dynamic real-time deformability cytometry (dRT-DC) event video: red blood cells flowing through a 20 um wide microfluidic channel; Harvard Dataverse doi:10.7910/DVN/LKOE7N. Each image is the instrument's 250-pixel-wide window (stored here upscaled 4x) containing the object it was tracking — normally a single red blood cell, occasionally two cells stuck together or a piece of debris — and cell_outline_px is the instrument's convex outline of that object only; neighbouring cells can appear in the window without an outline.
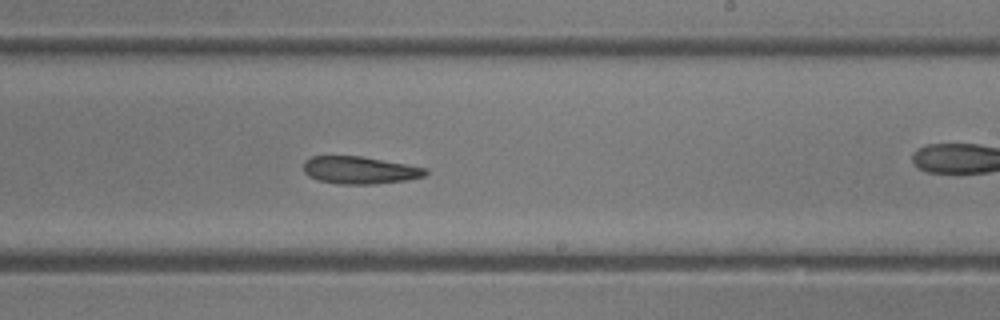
{"species": "common noctule bat (a hibernating species)", "species_latin": "Nyctalus noctula", "temperature_condition": "room temperature", "stored_images_in_passage": 34, "camera_frame_rate_fps": 3000, "um_per_image_px": 0.085, "animal": {"sex": "female"}, "frame": {"image": 1, "passage_image": 20, "time_ms": 6.333, "image_size_px": [1000, 320], "cell_outline_px": [[428, 172], [424, 176], [408, 180], [376, 184], [336, 184], [320, 180], [308, 176], [304, 172], [304, 160], [312, 156], [360, 156], [428, 168]], "centroid_in_image_um": [30.58, 14.47], "position_along_channel_um": 258.4, "area_um2": 19.54}}